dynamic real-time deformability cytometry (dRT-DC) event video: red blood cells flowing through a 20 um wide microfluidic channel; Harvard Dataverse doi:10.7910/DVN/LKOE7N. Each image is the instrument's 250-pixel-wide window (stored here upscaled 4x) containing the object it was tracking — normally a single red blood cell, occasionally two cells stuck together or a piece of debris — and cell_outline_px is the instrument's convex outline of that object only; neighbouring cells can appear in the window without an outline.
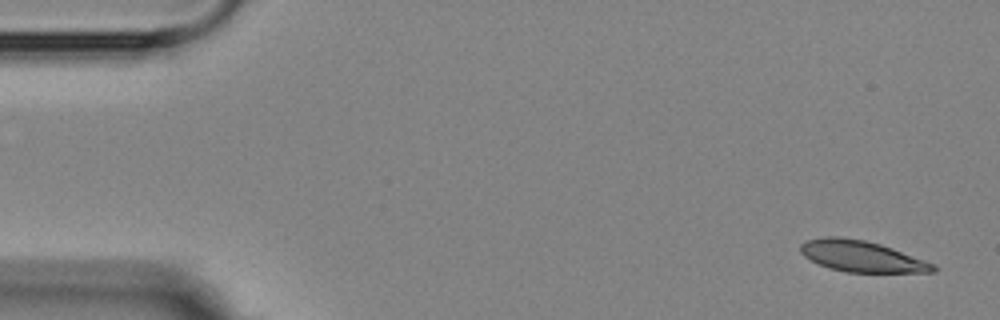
{"species": "Egyptian fruit bat (a non-hibernating species)", "species_latin": "Rousettus aegyptiacus", "temperature_condition": "room temperature", "stored_images_in_passage": 4, "camera_frame_rate_fps": 3000, "um_per_image_px": 0.085, "animal": {"sex": "female"}, "frame": {"image": 1, "passage_image": 1, "time_ms": 0.0, "image_size_px": [1000, 320], "cell_outline_px": [[936, 272], [848, 272], [828, 268], [804, 256], [800, 252], [800, 244], [804, 240], [824, 236], [840, 236], [864, 240], [880, 244], [892, 248], [936, 264]], "centroid_in_image_um": [73.22, 21.77], "position_along_channel_um": 11.8, "area_um2": 24.1}}
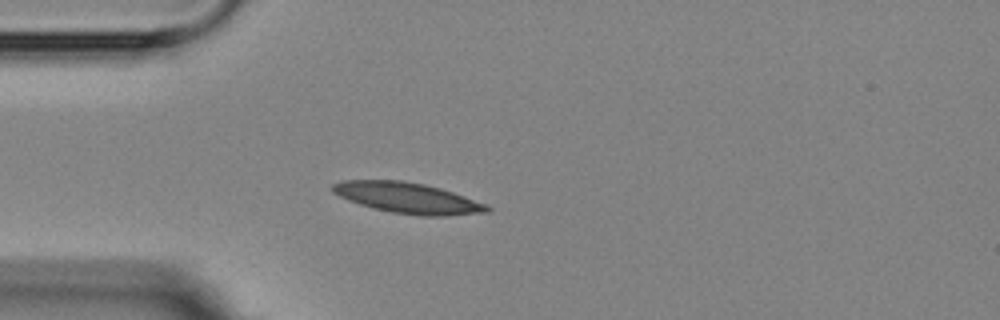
{"frame": {"image": 2, "passage_image": 4, "time_ms": 4.0, "image_size_px": [1000, 320], "cell_outline_px": [[492, 208], [488, 212], [448, 216], [420, 216], [392, 212], [372, 208], [348, 200], [332, 192], [332, 184], [340, 180], [400, 180], [424, 184], [440, 188], [488, 204]], "centroid_in_image_um": [34.66, 16.83], "position_along_channel_um": 50.3, "area_um2": 27.74}}